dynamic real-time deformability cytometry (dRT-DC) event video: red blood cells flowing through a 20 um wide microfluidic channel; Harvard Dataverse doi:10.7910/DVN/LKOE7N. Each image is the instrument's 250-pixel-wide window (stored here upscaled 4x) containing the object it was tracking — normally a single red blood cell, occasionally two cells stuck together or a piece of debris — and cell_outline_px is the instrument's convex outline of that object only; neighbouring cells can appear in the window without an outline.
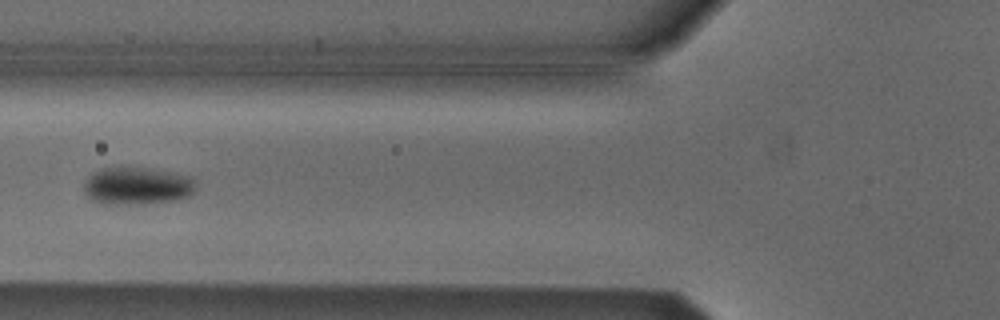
{"species": "Egyptian fruit bat (a non-hibernating species)", "species_latin": "Rousettus aegyptiacus", "temperature_condition": "cold", "stored_images_in_passage": 7, "camera_frame_rate_fps": 3000, "um_per_image_px": 0.085, "animal": {"sex": "male"}, "frame": {"image": 1, "passage_image": 6, "time_ms": 1.667, "image_size_px": [1000, 320], "cell_outline_px": [[196, 188], [188, 196], [172, 200], [144, 204], [104, 204], [92, 200], [84, 192], [84, 184], [88, 176], [92, 172], [104, 168], [144, 168], [172, 172], [192, 176], [196, 180]], "centroid_in_image_um": [11.66, 15.8], "position_along_channel_um": 114.1, "area_um2": 24.45}}
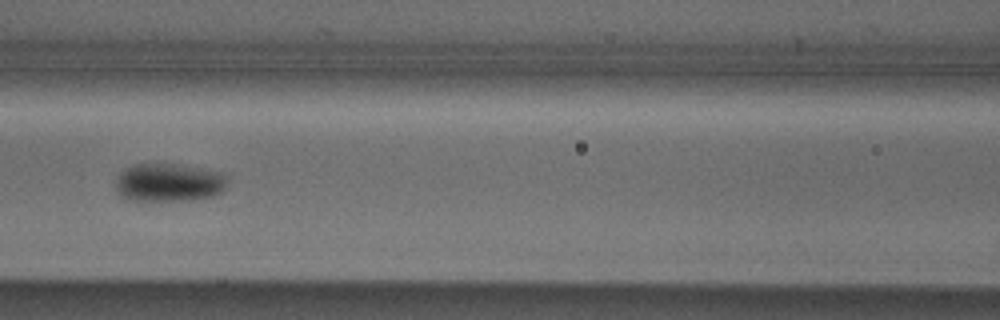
{"frame": {"image": 2, "passage_image": 7, "time_ms": 2.0, "image_size_px": [1000, 320], "cell_outline_px": [[224, 188], [220, 192], [212, 196], [188, 200], [128, 200], [116, 188], [116, 180], [120, 172], [124, 168], [136, 164], [180, 164], [220, 172], [224, 176]], "centroid_in_image_um": [14.31, 15.5], "position_along_channel_um": 152.3, "area_um2": 24.45}}